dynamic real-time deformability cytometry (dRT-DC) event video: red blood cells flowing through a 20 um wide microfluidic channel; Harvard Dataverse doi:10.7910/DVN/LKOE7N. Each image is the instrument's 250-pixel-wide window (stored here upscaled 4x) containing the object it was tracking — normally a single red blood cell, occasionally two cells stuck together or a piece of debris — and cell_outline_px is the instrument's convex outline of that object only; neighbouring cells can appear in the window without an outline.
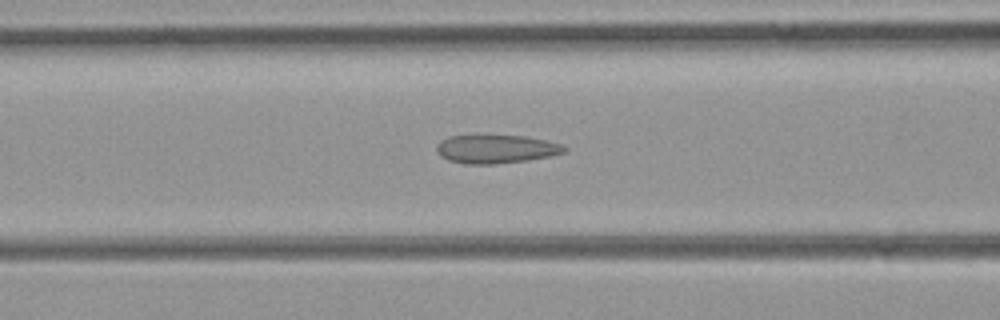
{"species": "common noctule bat (a hibernating species)", "species_latin": "Nyctalus noctula", "temperature_condition": "room temperature", "stored_images_in_passage": 31, "camera_frame_rate_fps": 3000, "um_per_image_px": 0.085, "animal": {"sex": "female", "body_mass_g": 21.9}, "frame": {"image": 1, "passage_image": 7, "time_ms": 2.0, "image_size_px": [1000, 320], "cell_outline_px": [[568, 148], [564, 152], [548, 156], [528, 160], [496, 164], [464, 164], [448, 160], [440, 156], [436, 152], [436, 144], [440, 140], [448, 136], [524, 136], [544, 140], [560, 144]], "centroid_in_image_um": [42.1, 12.68], "position_along_channel_um": 124.5, "area_um2": 21.1}}
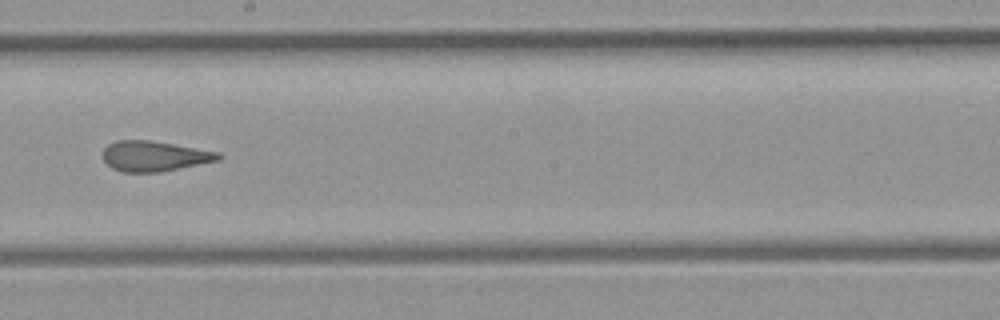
{"frame": {"image": 2, "passage_image": 15, "time_ms": 4.667, "image_size_px": [1000, 320], "cell_outline_px": [[224, 156], [220, 160], [160, 172], [120, 172], [112, 168], [104, 160], [104, 148], [108, 144], [116, 140], [148, 140], [220, 152]], "centroid_in_image_um": [13.14, 13.27], "position_along_channel_um": 235.1, "area_um2": 20.35}}
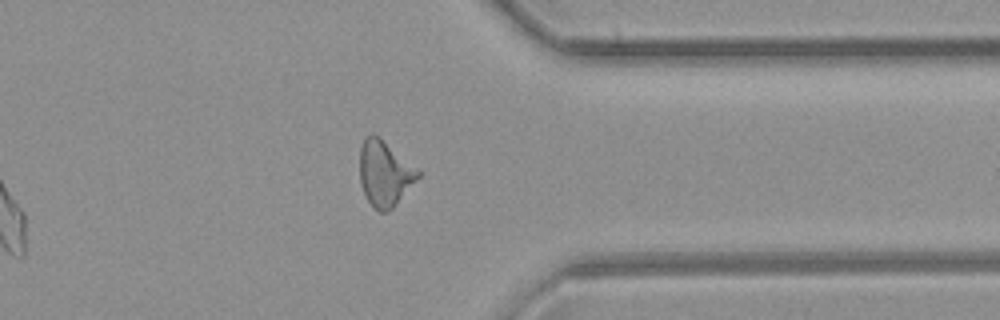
{"frame": {"image": 3, "passage_image": 26, "time_ms": 8.333, "image_size_px": [1000, 320], "cell_outline_px": [[420, 176], [392, 208], [388, 212], [380, 212], [368, 200], [364, 192], [360, 180], [360, 148], [364, 140], [372, 132], [380, 136], [420, 172]], "centroid_in_image_um": [32.68, 14.72], "position_along_channel_um": 378.7, "area_um2": 21.79}}